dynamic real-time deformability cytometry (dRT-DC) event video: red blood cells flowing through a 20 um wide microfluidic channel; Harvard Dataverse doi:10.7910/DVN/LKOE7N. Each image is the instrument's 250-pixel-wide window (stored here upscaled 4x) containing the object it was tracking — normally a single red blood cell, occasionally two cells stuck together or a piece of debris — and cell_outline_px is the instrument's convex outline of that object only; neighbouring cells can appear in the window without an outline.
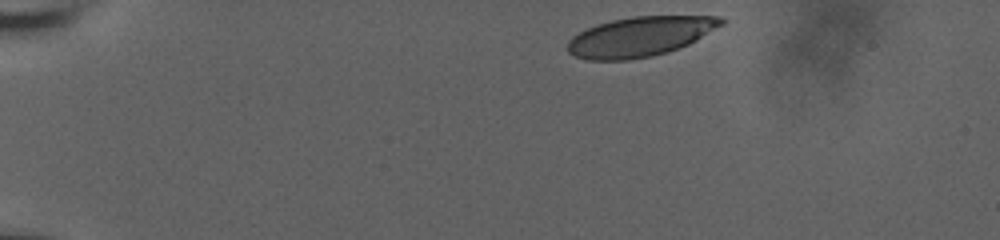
{"species": "human", "species_latin": "Homo sapiens", "temperature_condition": "room temperature", "stored_images_in_passage": 11, "camera_frame_rate_fps": 3000, "um_per_image_px": 0.085, "donor": {"sex": "male"}, "frame": {"image": 1, "passage_image": 1, "time_ms": 0.0, "image_size_px": [1000, 240], "cell_outline_px": [[728, 20], [724, 24], [696, 40], [688, 44], [668, 52], [652, 56], [628, 60], [588, 60], [576, 56], [568, 52], [568, 40], [572, 36], [596, 24], [612, 20], [632, 16], [720, 16]], "centroid_in_image_um": [54.43, 3.1], "position_along_channel_um": 30.6, "area_um2": 35.6}}
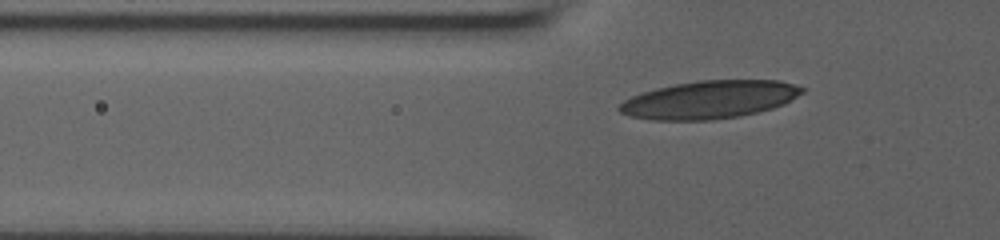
{"frame": {"image": 2, "passage_image": 8, "time_ms": 2.333, "image_size_px": [1000, 240], "cell_outline_px": [[804, 92], [784, 104], [772, 108], [756, 112], [736, 116], [708, 120], [652, 120], [632, 116], [620, 112], [616, 108], [624, 100], [640, 92], [656, 88], [676, 84], [700, 80], [780, 80], [804, 88]], "centroid_in_image_um": [60.28, 8.46], "position_along_channel_um": 65.5, "area_um2": 40.11}}
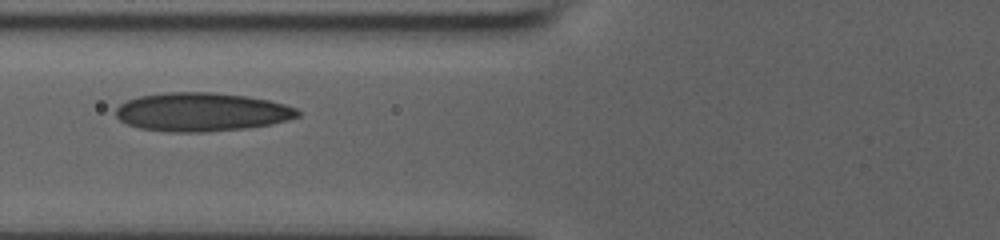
{"frame": {"image": 3, "passage_image": 10, "time_ms": 3.0, "image_size_px": [1000, 240], "cell_outline_px": [[300, 116], [288, 120], [272, 124], [244, 128], [200, 132], [172, 132], [140, 128], [128, 124], [120, 120], [116, 116], [116, 108], [120, 104], [128, 100], [140, 96], [168, 92], [212, 92], [248, 96], [268, 100], [284, 104], [296, 108], [300, 112]], "centroid_in_image_um": [17.16, 9.51], "position_along_channel_um": 108.6, "area_um2": 40.81}}